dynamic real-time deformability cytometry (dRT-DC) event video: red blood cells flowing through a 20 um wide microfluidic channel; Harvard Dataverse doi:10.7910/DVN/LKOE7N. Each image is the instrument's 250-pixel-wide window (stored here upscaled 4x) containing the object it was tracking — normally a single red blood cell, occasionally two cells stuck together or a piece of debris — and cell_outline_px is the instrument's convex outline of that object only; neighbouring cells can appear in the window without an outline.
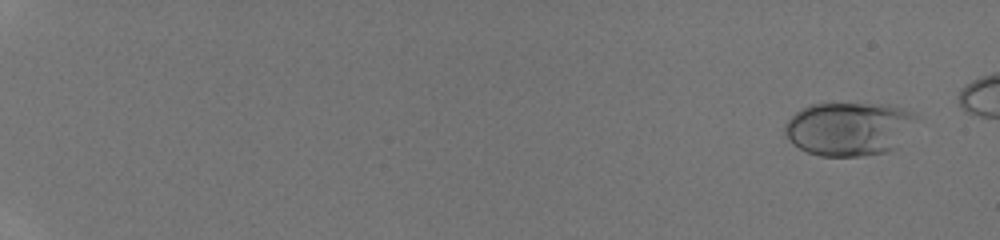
{"species": "human", "species_latin": "Homo sapiens", "temperature_condition": "room temperature", "stored_images_in_passage": 46, "camera_frame_rate_fps": 3000, "um_per_image_px": 0.085, "donor": {"sex": "male"}, "frame": {"image": 1, "passage_image": 2, "time_ms": 0.333, "image_size_px": [1000, 240], "cell_outline_px": [[920, 116], [896, 148], [888, 152], [864, 156], [820, 156], [808, 152], [792, 144], [788, 140], [784, 132], [784, 124], [796, 112], [808, 104], [892, 104], [904, 108]], "centroid_in_image_um": [72.18, 10.94], "position_along_channel_um": 12.8, "area_um2": 41.5}}
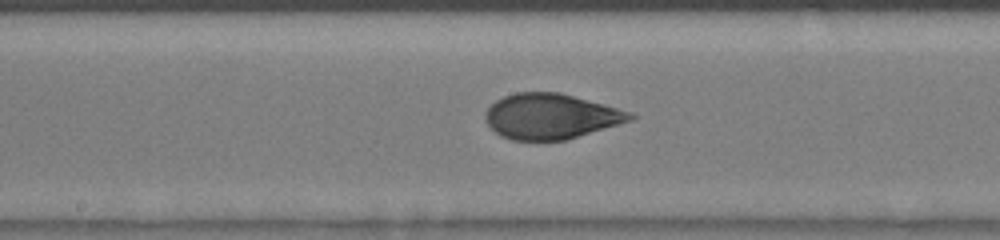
{"frame": {"image": 2, "passage_image": 28, "time_ms": 9.0, "image_size_px": [1000, 240], "cell_outline_px": [[636, 116], [632, 120], [620, 124], [564, 140], [512, 140], [500, 136], [488, 128], [484, 120], [484, 112], [496, 100], [504, 96], [516, 92], [560, 92], [632, 112]], "centroid_in_image_um": [46.77, 9.89], "position_along_channel_um": 201.4, "area_um2": 38.38}}
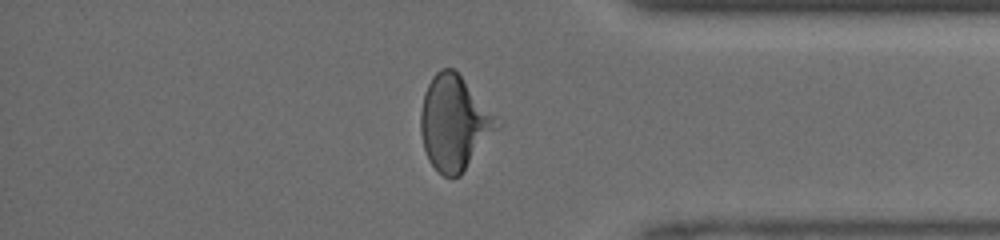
{"frame": {"image": 3, "passage_image": 41, "time_ms": 13.333, "image_size_px": [1000, 240], "cell_outline_px": [[504, 124], [460, 176], [444, 176], [428, 160], [424, 148], [420, 132], [420, 112], [424, 92], [432, 76], [440, 68], [452, 68], [460, 76]], "centroid_in_image_um": [38.63, 10.46], "position_along_channel_um": 396.6, "area_um2": 42.14}}